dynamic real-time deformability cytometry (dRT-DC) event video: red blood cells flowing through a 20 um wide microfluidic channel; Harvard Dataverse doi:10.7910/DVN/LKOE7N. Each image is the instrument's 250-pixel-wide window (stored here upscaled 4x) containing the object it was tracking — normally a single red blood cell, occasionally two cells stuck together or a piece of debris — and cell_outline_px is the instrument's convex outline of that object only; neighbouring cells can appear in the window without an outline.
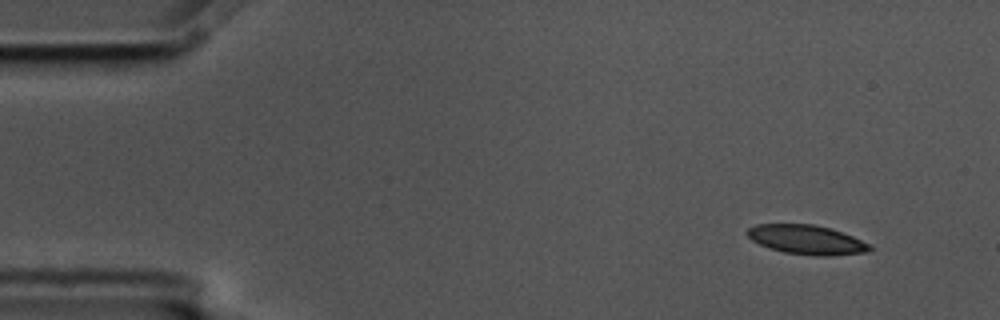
{"species": "common noctule bat (a hibernating species)", "species_latin": "Nyctalus noctula", "temperature_condition": "cold", "stored_images_in_passage": 4, "camera_frame_rate_fps": 3000, "um_per_image_px": 0.085, "animal": {"sex": "male", "body_mass_g": 17.5, "forearm_length_mm": 52.3}, "frame": {"image": 1, "passage_image": 1, "time_ms": 0.0, "image_size_px": [1000, 320], "cell_outline_px": [[872, 248], [868, 252], [832, 256], [816, 256], [784, 252], [768, 248], [752, 240], [744, 232], [748, 228], [756, 224], [812, 224], [832, 228], [872, 244]], "centroid_in_image_um": [68.58, 20.38], "position_along_channel_um": 16.4, "area_um2": 21.15}}
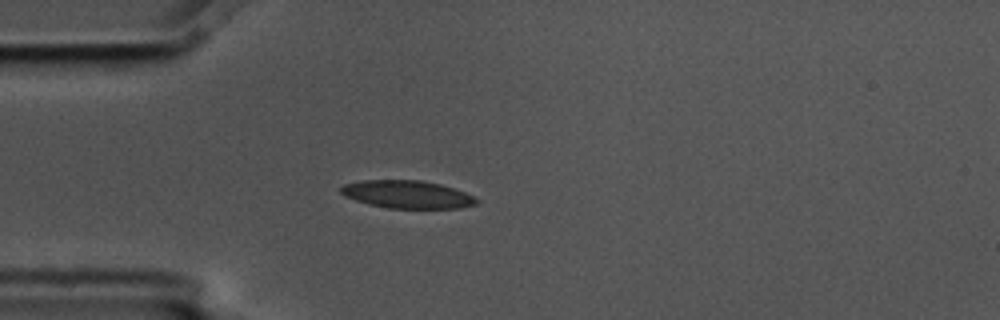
{"frame": {"image": 2, "passage_image": 3, "time_ms": 0.667, "image_size_px": [1000, 320], "cell_outline_px": [[480, 200], [476, 204], [460, 208], [388, 208], [368, 204], [344, 196], [340, 192], [340, 188], [344, 184], [364, 180], [420, 180], [440, 184], [476, 196]], "centroid_in_image_um": [34.63, 16.52], "position_along_channel_um": 50.4, "area_um2": 21.96}}